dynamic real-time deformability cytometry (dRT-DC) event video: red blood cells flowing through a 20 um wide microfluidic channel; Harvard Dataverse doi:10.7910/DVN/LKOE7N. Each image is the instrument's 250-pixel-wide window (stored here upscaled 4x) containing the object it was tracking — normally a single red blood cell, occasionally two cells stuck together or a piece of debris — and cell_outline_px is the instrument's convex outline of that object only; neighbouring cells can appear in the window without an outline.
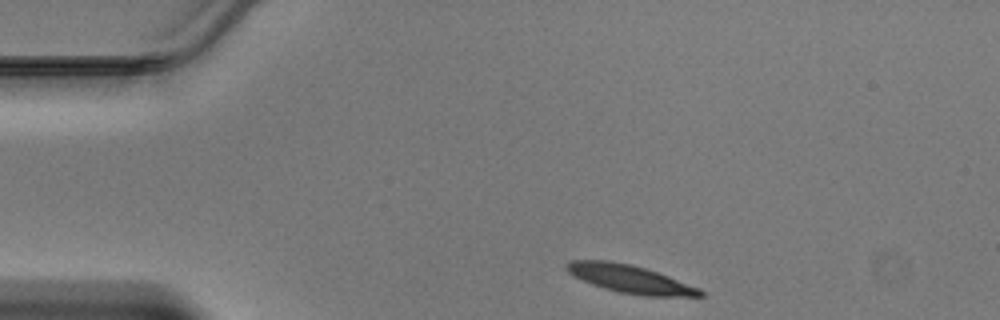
{"species": "Egyptian fruit bat (a non-hibernating species)", "species_latin": "Rousettus aegyptiacus", "temperature_condition": "warm", "stored_images_in_passage": 39, "camera_frame_rate_fps": 3000, "um_per_image_px": 0.085, "animal": {"sex": "male"}, "frame": {"image": 1, "passage_image": 1, "time_ms": 0.0, "image_size_px": [1000, 320], "cell_outline_px": [[704, 296], [644, 296], [620, 292], [604, 288], [592, 284], [568, 272], [564, 268], [564, 264], [568, 260], [608, 260], [628, 264], [644, 268], [668, 276], [700, 288], [704, 292]], "centroid_in_image_um": [53.53, 23.71], "position_along_channel_um": 31.5, "area_um2": 21.56}}
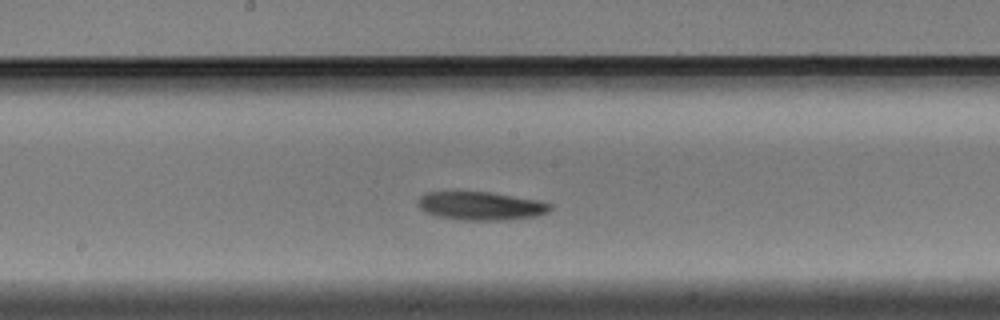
{"frame": {"image": 2, "passage_image": 17, "time_ms": 5.333, "image_size_px": [1000, 320], "cell_outline_px": [[552, 208], [548, 212], [536, 216], [504, 220], [460, 220], [436, 216], [424, 212], [416, 204], [416, 200], [424, 192], [492, 192], [540, 200], [552, 204]], "centroid_in_image_um": [40.85, 17.5], "position_along_channel_um": 207.4, "area_um2": 22.2}}
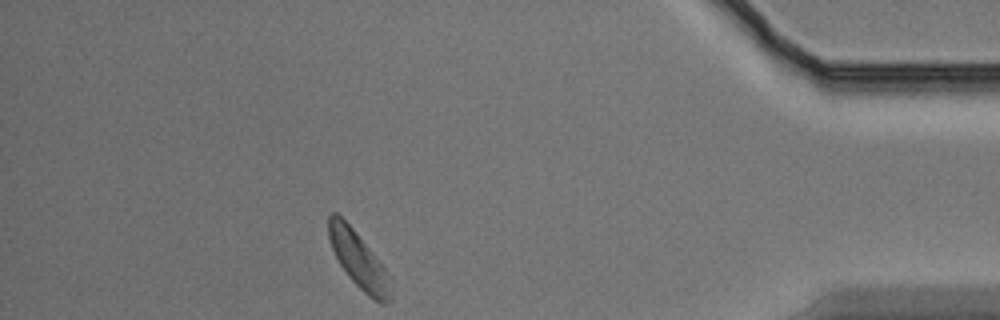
{"frame": {"image": 3, "passage_image": 34, "time_ms": 11.0, "image_size_px": [1000, 320], "cell_outline_px": [[392, 300], [384, 304], [380, 304], [368, 296], [348, 276], [340, 264], [332, 248], [328, 236], [328, 216], [332, 212], [336, 212], [352, 228], [392, 276]], "centroid_in_image_um": [30.54, 22.16], "position_along_channel_um": 404.7, "area_um2": 20.4}}